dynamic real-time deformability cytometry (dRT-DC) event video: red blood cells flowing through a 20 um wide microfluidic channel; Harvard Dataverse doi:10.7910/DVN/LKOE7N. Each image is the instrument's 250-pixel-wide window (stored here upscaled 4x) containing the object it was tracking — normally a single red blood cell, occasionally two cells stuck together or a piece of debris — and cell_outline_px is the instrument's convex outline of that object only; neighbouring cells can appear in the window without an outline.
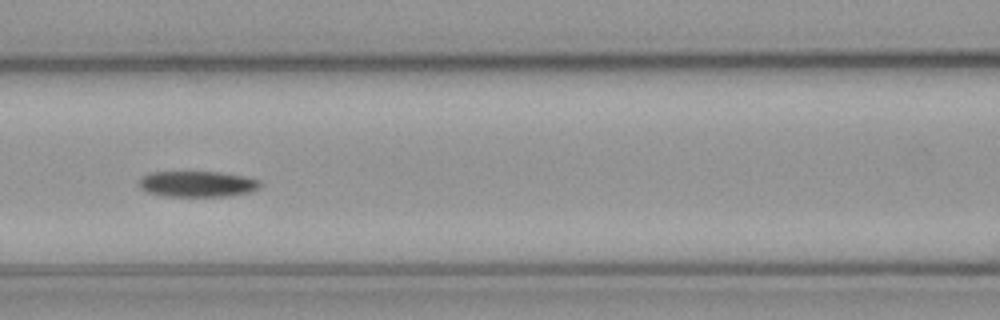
{"species": "common noctule bat (a hibernating species)", "species_latin": "Nyctalus noctula", "temperature_condition": "cold", "stored_images_in_passage": 40, "camera_frame_rate_fps": 3000, "um_per_image_px": 0.085, "animal": {"sex": "male", "body_mass_g": 23.1, "forearm_length_mm": 52.7}, "frame": {"image": 1, "passage_image": 7, "time_ms": 2.0, "image_size_px": [1000, 320], "cell_outline_px": [[260, 184], [256, 188], [248, 192], [228, 196], [164, 196], [148, 192], [140, 188], [140, 180], [144, 176], [152, 172], [220, 172], [244, 176], [260, 180]], "centroid_in_image_um": [16.77, 15.63], "position_along_channel_um": 149.8, "area_um2": 17.98}}
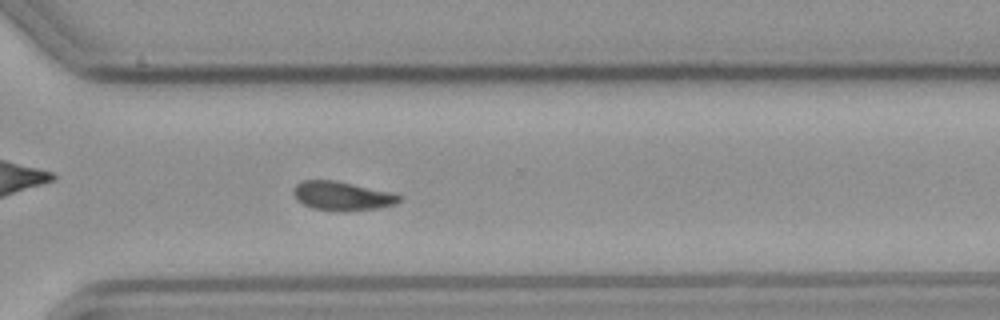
{"frame": {"image": 2, "passage_image": 23, "time_ms": 7.333, "image_size_px": [1000, 320], "cell_outline_px": [[404, 200], [396, 204], [380, 208], [344, 212], [312, 208], [296, 200], [292, 192], [296, 184], [304, 180], [336, 180], [396, 192], [404, 196]], "centroid_in_image_um": [29.18, 16.65], "position_along_channel_um": 341.4, "area_um2": 18.5}}